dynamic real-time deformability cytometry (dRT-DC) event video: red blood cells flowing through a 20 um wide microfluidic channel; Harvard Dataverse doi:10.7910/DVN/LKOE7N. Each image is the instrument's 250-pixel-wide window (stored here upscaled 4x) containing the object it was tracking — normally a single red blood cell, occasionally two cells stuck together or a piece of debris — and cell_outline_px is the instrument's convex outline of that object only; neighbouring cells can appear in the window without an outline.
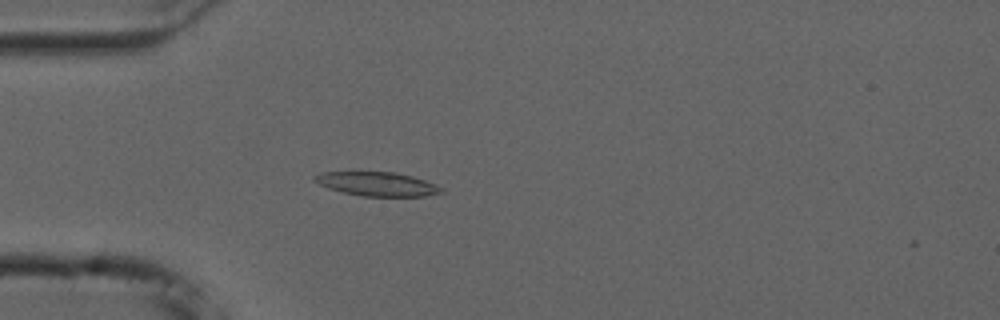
{"species": "common noctule bat (a hibernating species)", "species_latin": "Nyctalus noctula", "temperature_condition": "cold", "stored_images_in_passage": 46, "camera_frame_rate_fps": 3000, "um_per_image_px": 0.085, "animal": {"sex": "male", "forearm_length_mm": 52.5}, "frame": {"image": 1, "passage_image": 7, "time_ms": 2.0, "image_size_px": [1000, 320], "cell_outline_px": [[444, 192], [424, 196], [364, 196], [344, 192], [328, 188], [312, 180], [312, 176], [320, 172], [396, 172], [412, 176], [436, 184], [444, 188]], "centroid_in_image_um": [32.06, 15.63], "position_along_channel_um": 52.9, "area_um2": 17.69}}
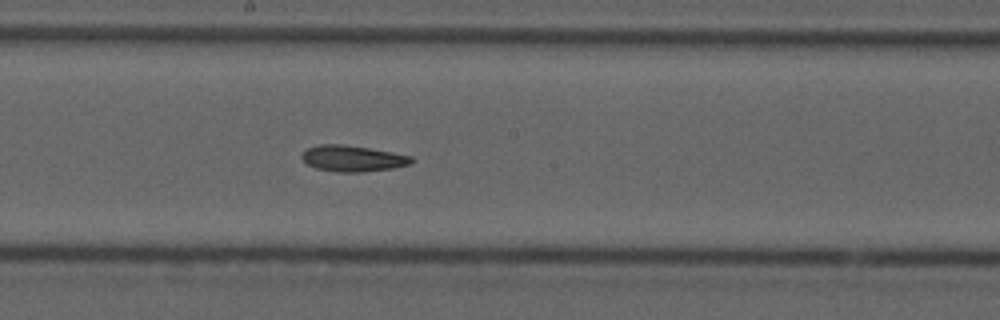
{"frame": {"image": 2, "passage_image": 21, "time_ms": 6.667, "image_size_px": [1000, 320], "cell_outline_px": [[416, 160], [408, 164], [392, 168], [360, 172], [336, 172], [316, 168], [308, 164], [300, 156], [308, 148], [320, 144], [340, 144], [368, 148], [392, 152], [412, 156]], "centroid_in_image_um": [29.98, 13.47], "position_along_channel_um": 218.2, "area_um2": 16.47}}
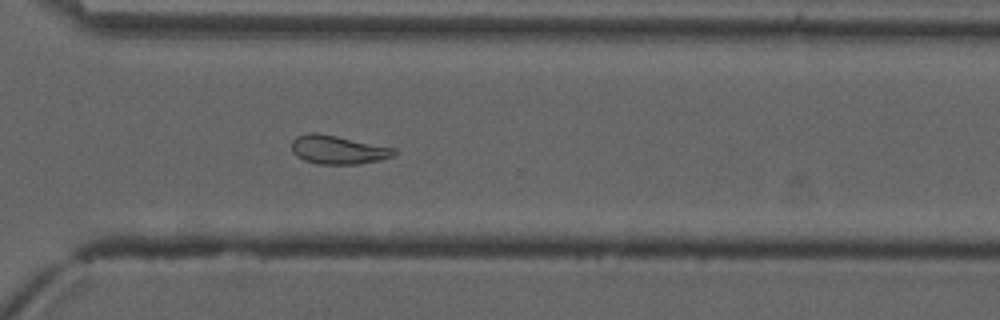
{"frame": {"image": 3, "passage_image": 31, "time_ms": 10.0, "image_size_px": [1000, 320], "cell_outline_px": [[396, 152], [392, 156], [380, 160], [356, 164], [320, 164], [304, 160], [296, 156], [292, 152], [292, 140], [296, 136], [308, 132], [316, 132], [396, 148]], "centroid_in_image_um": [28.7, 12.72], "position_along_channel_um": 341.9, "area_um2": 17.05}, "authors_computed_cell_mechanics": {"area_um2": 17.5423, "velocity_mm_per_s": 3.7209, "shape_relaxation_time_tau1_ms": null, "shape_relaxation_time_tau2_ms": 5.1289, "deformation_change_tau1": null, "deformation_change_tau2": 0.1147}}